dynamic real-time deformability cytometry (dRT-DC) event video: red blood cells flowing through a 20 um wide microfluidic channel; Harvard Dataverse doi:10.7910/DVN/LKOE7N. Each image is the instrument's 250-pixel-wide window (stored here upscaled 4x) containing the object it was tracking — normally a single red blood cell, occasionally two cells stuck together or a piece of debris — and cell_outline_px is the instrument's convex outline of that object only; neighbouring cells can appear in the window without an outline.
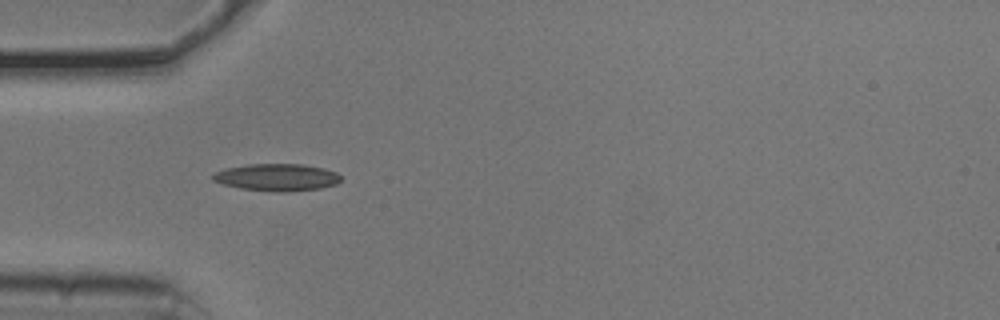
{"species": "common noctule bat (a hibernating species)", "species_latin": "Nyctalus noctula", "temperature_condition": "cold", "stored_images_in_passage": 26, "camera_frame_rate_fps": 3000, "um_per_image_px": 0.085, "animal": {"sex": "male", "body_mass_g": 20.5, "forearm_length_mm": 52.5}, "frame": {"image": 1, "passage_image": 1, "time_ms": 0.0, "image_size_px": [1000, 320], "cell_outline_px": [[340, 180], [336, 184], [320, 188], [284, 192], [280, 192], [240, 188], [224, 184], [212, 180], [212, 176], [216, 172], [224, 168], [248, 164], [304, 164], [324, 168], [336, 172], [340, 176]], "centroid_in_image_um": [23.54, 15.06], "position_along_channel_um": 61.5, "area_um2": 20.17}}
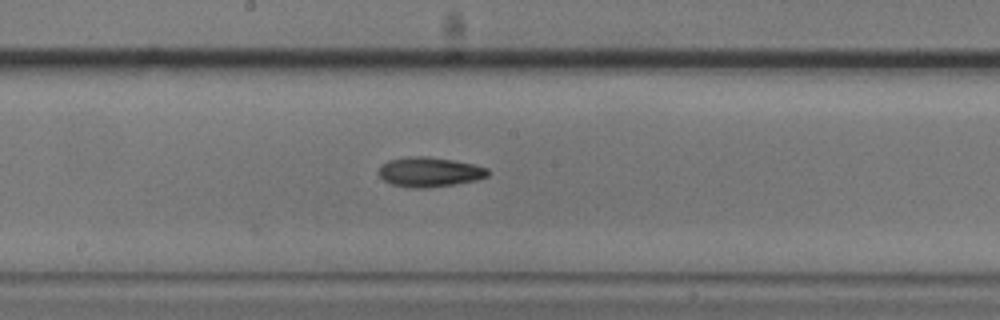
{"frame": {"image": 2, "passage_image": 13, "time_ms": 4.0, "image_size_px": [1000, 320], "cell_outline_px": [[488, 176], [476, 180], [456, 184], [428, 188], [408, 188], [392, 184], [384, 180], [380, 176], [380, 164], [388, 160], [408, 156], [428, 156], [456, 160], [476, 164], [488, 168]], "centroid_in_image_um": [36.52, 14.61], "position_along_channel_um": 211.7, "area_um2": 19.19}}
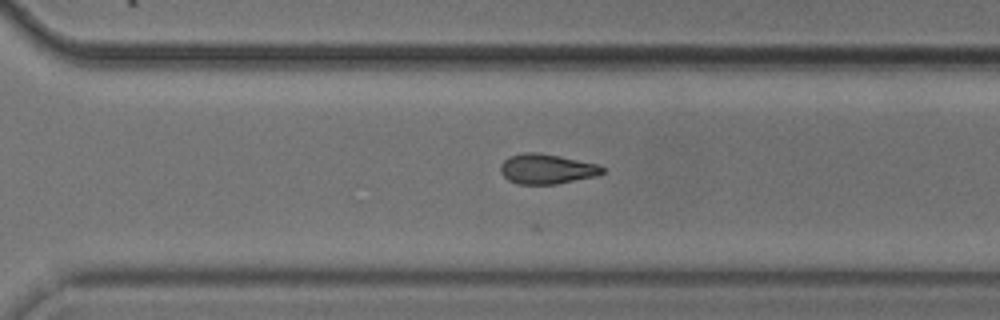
{"frame": {"image": 3, "passage_image": 22, "time_ms": 7.0, "image_size_px": [1000, 320], "cell_outline_px": [[604, 172], [596, 176], [556, 184], [516, 184], [508, 180], [500, 172], [500, 164], [508, 156], [524, 152], [536, 152], [560, 156], [596, 164], [604, 168]], "centroid_in_image_um": [46.42, 14.36], "position_along_channel_um": 324.2, "area_um2": 17.8}}